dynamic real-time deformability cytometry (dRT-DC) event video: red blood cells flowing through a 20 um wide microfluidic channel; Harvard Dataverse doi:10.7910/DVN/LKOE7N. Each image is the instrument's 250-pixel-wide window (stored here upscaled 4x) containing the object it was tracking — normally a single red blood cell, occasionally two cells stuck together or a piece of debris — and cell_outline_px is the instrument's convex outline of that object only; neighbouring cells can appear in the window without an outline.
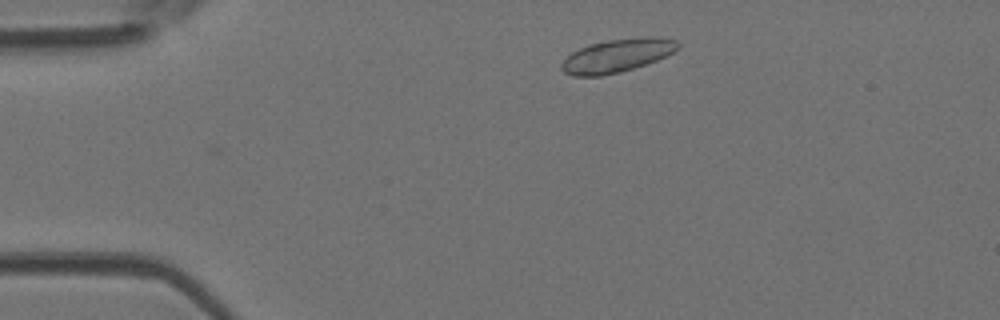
{"species": "Egyptian fruit bat (a non-hibernating species)", "species_latin": "Rousettus aegyptiacus", "temperature_condition": "room temperature", "stored_images_in_passage": 40, "camera_frame_rate_fps": 3000, "um_per_image_px": 0.085, "animal": {"sex": "female"}, "frame": {"image": 1, "passage_image": 2, "time_ms": 0.333, "image_size_px": [1000, 320], "cell_outline_px": [[680, 48], [668, 56], [620, 72], [600, 76], [576, 76], [564, 72], [560, 68], [560, 64], [572, 52], [588, 44], [608, 40], [644, 36], [660, 36], [676, 40], [680, 44]], "centroid_in_image_um": [52.49, 4.7], "position_along_channel_um": 32.5, "area_um2": 22.72}}
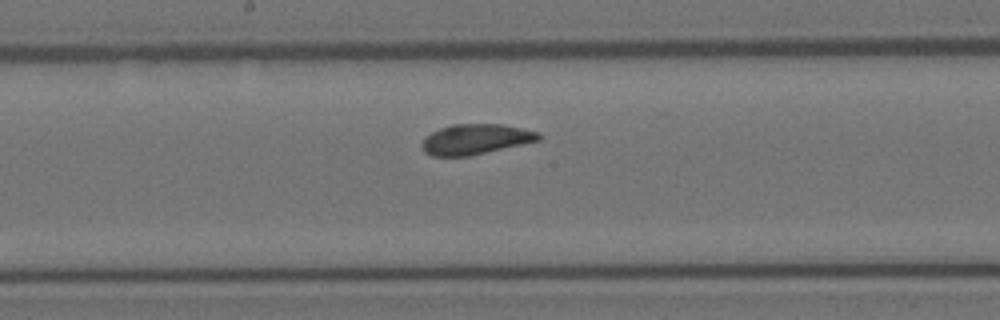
{"frame": {"image": 2, "passage_image": 18, "time_ms": 5.667, "image_size_px": [1000, 320], "cell_outline_px": [[540, 140], [468, 156], [432, 156], [424, 152], [420, 148], [420, 144], [424, 136], [440, 128], [452, 124], [504, 124], [540, 132]], "centroid_in_image_um": [40.37, 11.83], "position_along_channel_um": 207.8, "area_um2": 20.69}}
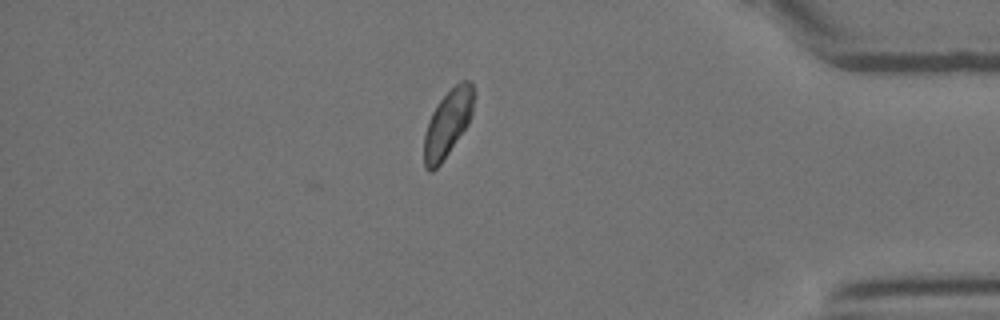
{"frame": {"image": 3, "passage_image": 34, "time_ms": 11.0, "image_size_px": [1000, 320], "cell_outline_px": [[472, 116], [468, 124], [440, 164], [432, 172], [428, 172], [424, 168], [424, 136], [428, 120], [432, 112], [440, 100], [460, 80], [468, 80], [472, 84]], "centroid_in_image_um": [38.02, 10.52], "position_along_channel_um": 397.2, "area_um2": 19.02}, "authors_computed_cell_mechanics": {"area_um2": 20.7213, "velocity_mm_per_s": 4.1683, "shape_relaxation_time_tau1_ms": 4.3076, "shape_relaxation_time_tau2_ms": null, "deformation_change_tau1": 0.1015, "deformation_change_tau2": null}}